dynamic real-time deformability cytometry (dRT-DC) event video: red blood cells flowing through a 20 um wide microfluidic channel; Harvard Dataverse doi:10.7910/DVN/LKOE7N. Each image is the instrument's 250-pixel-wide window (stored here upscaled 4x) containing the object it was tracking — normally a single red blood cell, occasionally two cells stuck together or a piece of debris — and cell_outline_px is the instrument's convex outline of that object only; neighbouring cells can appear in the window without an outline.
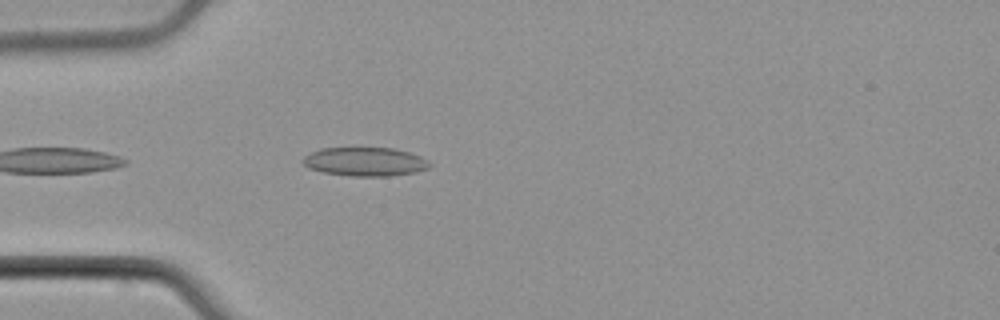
{"species": "common noctule bat (a hibernating species)", "species_latin": "Nyctalus noctula", "temperature_condition": "cold", "stored_images_in_passage": 7, "camera_frame_rate_fps": 3000, "um_per_image_px": 0.085, "animal": {"sex": "male", "body_mass_g": 21.5, "forearm_length_mm": 52.0}, "frame": {"image": 1, "passage_image": 3, "time_ms": 0.667, "image_size_px": [1000, 320], "cell_outline_px": [[432, 164], [428, 168], [416, 172], [388, 176], [352, 176], [324, 172], [308, 168], [300, 160], [304, 156], [320, 148], [392, 148], [408, 152], [420, 156], [428, 160]], "centroid_in_image_um": [31.02, 13.74], "position_along_channel_um": 54.0, "area_um2": 21.21}}
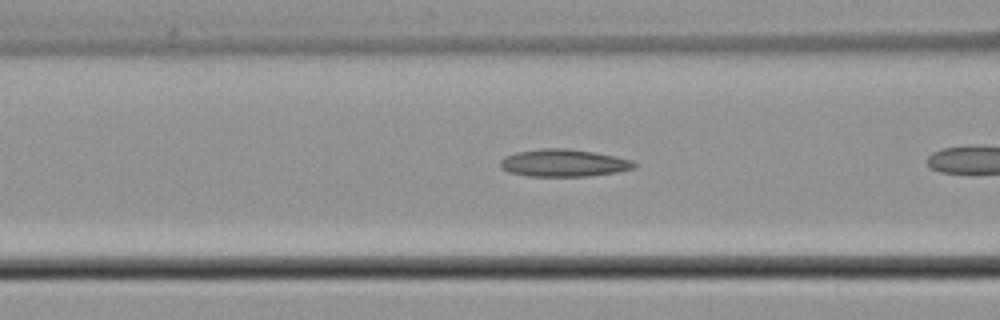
{"frame": {"image": 2, "passage_image": 6, "time_ms": 1.667, "image_size_px": [1000, 320], "cell_outline_px": [[636, 168], [616, 172], [588, 176], [528, 176], [508, 172], [500, 168], [500, 160], [504, 156], [516, 152], [540, 148], [568, 148], [596, 152], [616, 156], [632, 160], [636, 164]], "centroid_in_image_um": [47.9, 13.84], "position_along_channel_um": 118.7, "area_um2": 21.62}}